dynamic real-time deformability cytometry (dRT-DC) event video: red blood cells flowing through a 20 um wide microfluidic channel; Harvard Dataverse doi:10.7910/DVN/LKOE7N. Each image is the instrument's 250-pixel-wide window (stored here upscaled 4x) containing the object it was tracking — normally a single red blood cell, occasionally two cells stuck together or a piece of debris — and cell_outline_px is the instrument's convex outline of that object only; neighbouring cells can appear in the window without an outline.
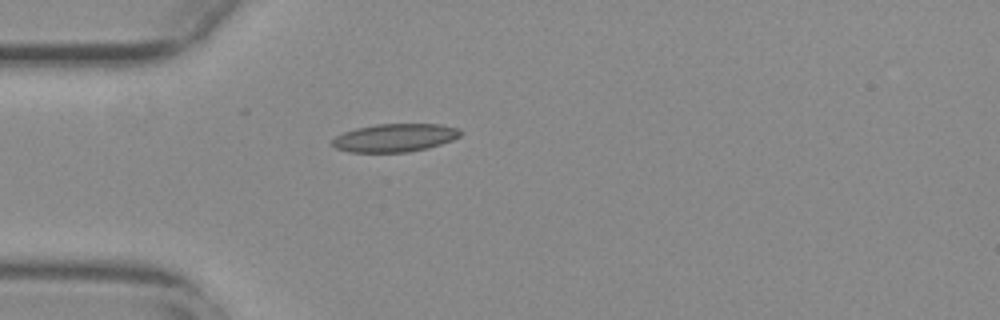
{"species": "common noctule bat (a hibernating species)", "species_latin": "Nyctalus noctula", "temperature_condition": "warm", "stored_images_in_passage": 40, "camera_frame_rate_fps": 3000, "um_per_image_px": 0.085, "animal": {"sex": "female", "body_mass_g": 29.2, "forearm_length_mm": 56.3}, "frame": {"image": 1, "passage_image": 1, "time_ms": 0.0, "image_size_px": [1000, 320], "cell_outline_px": [[464, 132], [460, 136], [452, 140], [428, 148], [408, 152], [348, 152], [336, 148], [332, 144], [332, 140], [336, 136], [344, 132], [356, 128], [376, 124], [440, 124], [460, 128]], "centroid_in_image_um": [33.59, 11.7], "position_along_channel_um": 51.4, "area_um2": 21.1}}
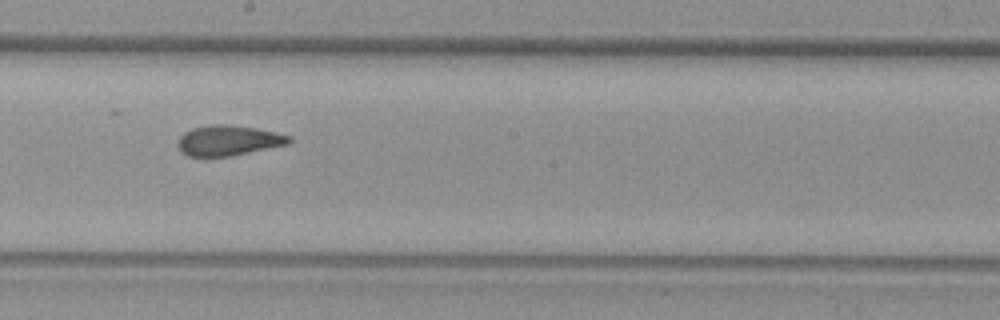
{"frame": {"image": 2, "passage_image": 16, "time_ms": 5.0, "image_size_px": [1000, 320], "cell_outline_px": [[292, 140], [288, 144], [228, 156], [188, 156], [180, 152], [176, 144], [180, 136], [184, 132], [192, 128], [212, 124], [228, 124], [256, 128], [276, 132], [292, 136]], "centroid_in_image_um": [19.38, 11.93], "position_along_channel_um": 228.8, "area_um2": 19.65}}
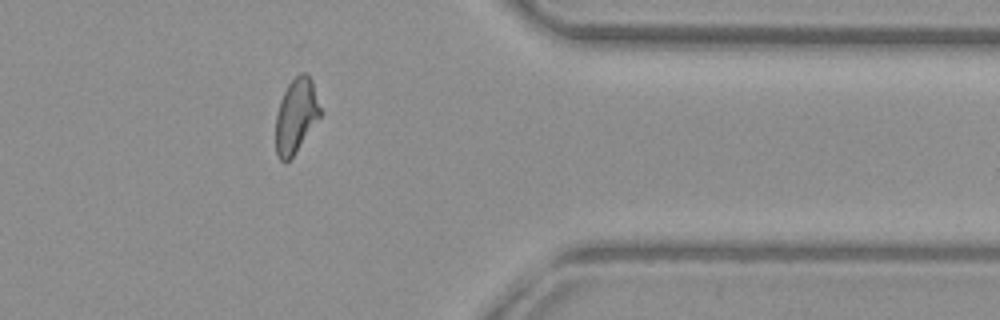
{"frame": {"image": 3, "passage_image": 30, "time_ms": 9.667, "image_size_px": [1000, 320], "cell_outline_px": [[324, 112], [292, 156], [284, 164], [276, 156], [276, 112], [280, 100], [288, 84], [300, 72], [304, 72], [312, 80]], "centroid_in_image_um": [25.18, 9.82], "position_along_channel_um": 386.2, "area_um2": 19.54}, "authors_computed_cell_mechanics": {"area_um2": 19.941, "velocity_mm_per_s": 3.7375, "shape_relaxation_time_tau1_ms": null, "shape_relaxation_time_tau2_ms": 1.6011, "deformation_change_tau1": null, "deformation_change_tau2": 0.0799}}